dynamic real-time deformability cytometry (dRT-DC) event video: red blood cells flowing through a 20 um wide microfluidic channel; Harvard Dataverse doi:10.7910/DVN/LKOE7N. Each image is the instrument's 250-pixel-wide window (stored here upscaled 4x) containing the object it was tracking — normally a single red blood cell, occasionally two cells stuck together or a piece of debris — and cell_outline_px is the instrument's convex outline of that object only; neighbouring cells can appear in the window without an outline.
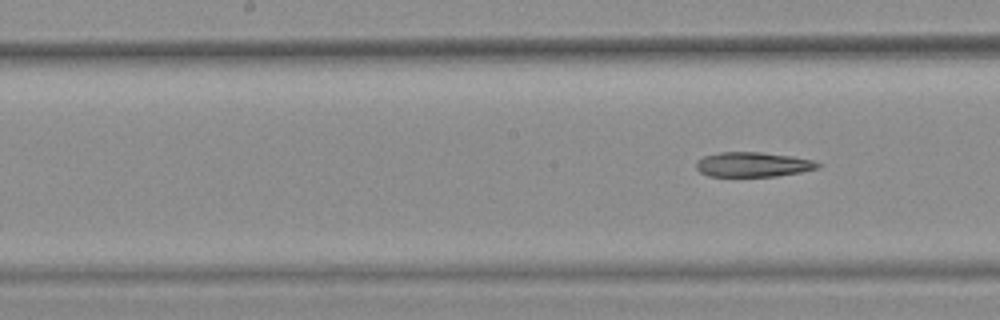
{"species": "common noctule bat (a hibernating species)", "species_latin": "Nyctalus noctula", "temperature_condition": "warm", "stored_images_in_passage": 9, "segment_of_instrument_passage": [2, 2], "camera_frame_rate_fps": 3000, "um_per_image_px": 0.085, "animal": {"sex": "female", "body_mass_g": 25.1}, "frame": {"image": 1, "passage_image": 9, "time_ms": 2.667, "image_size_px": [1000, 320], "cell_outline_px": [[820, 168], [800, 172], [776, 176], [708, 176], [700, 172], [696, 168], [696, 160], [704, 156], [720, 152], [760, 152], [792, 156], [812, 160], [820, 164]], "centroid_in_image_um": [63.98, 13.98], "position_along_channel_um": 184.2, "area_um2": 17.51}}